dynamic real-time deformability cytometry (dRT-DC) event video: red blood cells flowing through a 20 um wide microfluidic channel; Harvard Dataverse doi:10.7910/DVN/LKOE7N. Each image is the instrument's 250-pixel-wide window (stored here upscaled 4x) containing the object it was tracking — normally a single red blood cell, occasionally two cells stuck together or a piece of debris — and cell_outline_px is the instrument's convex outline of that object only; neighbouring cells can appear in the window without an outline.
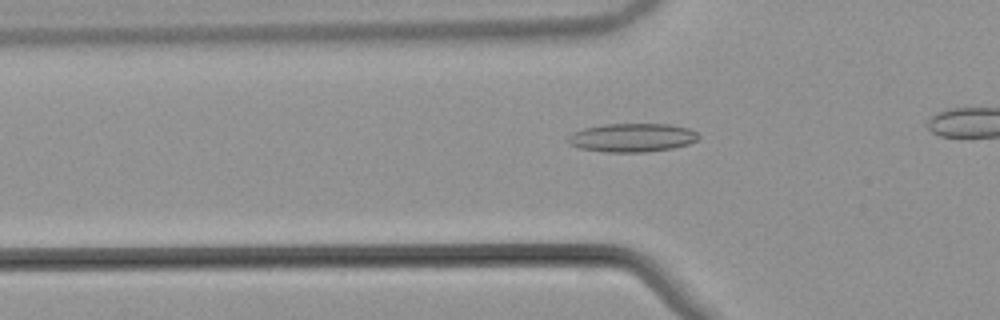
{"species": "common noctule bat (a hibernating species)", "species_latin": "Nyctalus noctula", "temperature_condition": "warm", "stored_images_in_passage": 34, "camera_frame_rate_fps": 3000, "um_per_image_px": 0.085, "animal": {"sex": "male", "body_mass_g": 21.5, "forearm_length_mm": 52.0}, "frame": {"image": 1, "passage_image": 9, "time_ms": 2.667, "image_size_px": [1000, 320], "cell_outline_px": [[700, 136], [696, 140], [688, 144], [672, 148], [648, 152], [604, 152], [580, 148], [568, 144], [564, 140], [572, 132], [584, 128], [604, 124], [672, 124], [688, 128], [696, 132]], "centroid_in_image_um": [53.69, 11.7], "position_along_channel_um": 72.1, "area_um2": 21.96}}
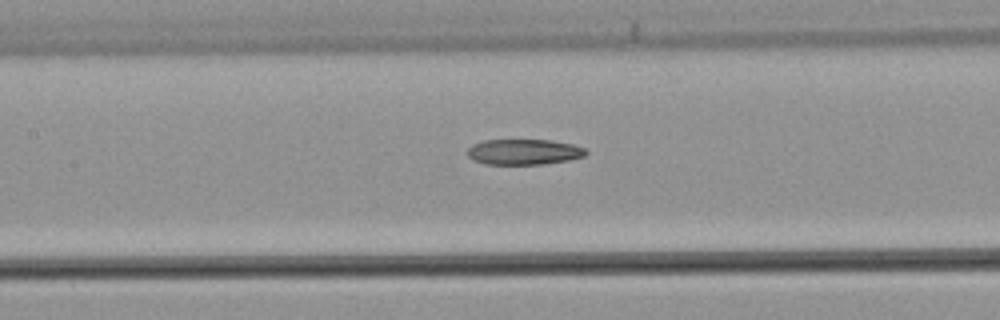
{"frame": {"image": 2, "passage_image": 16, "time_ms": 5.0, "image_size_px": [1000, 320], "cell_outline_px": [[588, 152], [584, 156], [568, 160], [544, 164], [484, 164], [472, 160], [468, 156], [468, 148], [472, 144], [484, 140], [552, 140], [572, 144], [584, 148]], "centroid_in_image_um": [44.51, 12.91], "position_along_channel_um": 162.9, "area_um2": 17.69}}
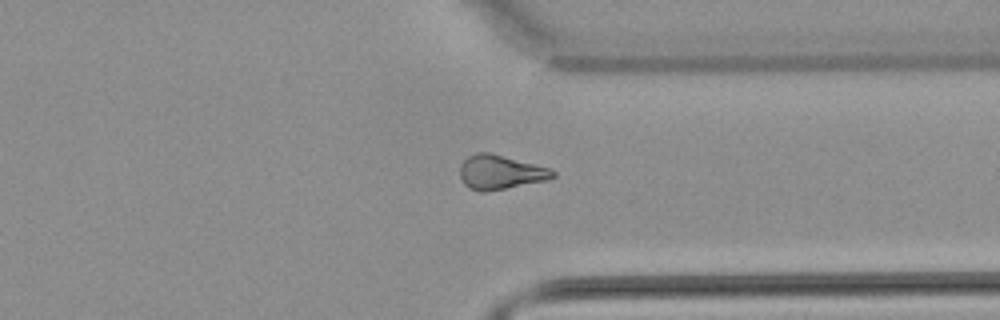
{"frame": {"image": 3, "passage_image": 32, "time_ms": 10.333, "image_size_px": [1000, 320], "cell_outline_px": [[556, 176], [548, 180], [484, 192], [480, 192], [468, 188], [464, 184], [460, 176], [460, 164], [468, 156], [476, 152], [488, 152], [548, 168], [556, 172]], "centroid_in_image_um": [42.49, 14.65], "position_along_channel_um": 368.9, "area_um2": 18.38}}